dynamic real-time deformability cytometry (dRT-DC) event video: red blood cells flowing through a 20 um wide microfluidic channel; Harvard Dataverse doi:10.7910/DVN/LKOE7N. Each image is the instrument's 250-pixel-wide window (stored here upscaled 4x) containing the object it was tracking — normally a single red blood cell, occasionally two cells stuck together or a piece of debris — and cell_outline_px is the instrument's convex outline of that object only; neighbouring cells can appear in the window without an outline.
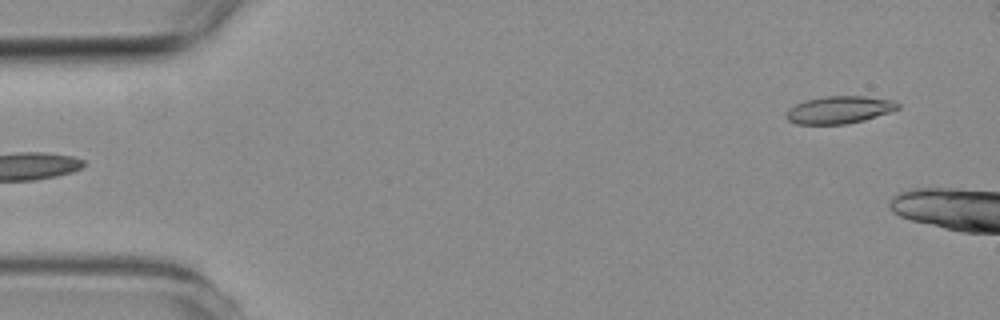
{"species": "common noctule bat (a hibernating species)", "species_latin": "Nyctalus noctula", "temperature_condition": "room temperature", "stored_images_in_passage": 3, "segment_of_instrument_passage": [2, 2], "camera_frame_rate_fps": 3000, "um_per_image_px": 0.085, "animal": {"sex": "female", "body_mass_g": 19.3, "forearm_length_mm": 54.1}, "frame": {"image": 1, "passage_image": 3, "time_ms": 3.0, "image_size_px": [1000, 320], "cell_outline_px": [[900, 108], [864, 120], [848, 124], [796, 124], [788, 120], [784, 116], [788, 108], [804, 100], [824, 96], [864, 96], [892, 100], [900, 104]], "centroid_in_image_um": [71.29, 9.33], "position_along_channel_um": 13.7, "area_um2": 17.92}}